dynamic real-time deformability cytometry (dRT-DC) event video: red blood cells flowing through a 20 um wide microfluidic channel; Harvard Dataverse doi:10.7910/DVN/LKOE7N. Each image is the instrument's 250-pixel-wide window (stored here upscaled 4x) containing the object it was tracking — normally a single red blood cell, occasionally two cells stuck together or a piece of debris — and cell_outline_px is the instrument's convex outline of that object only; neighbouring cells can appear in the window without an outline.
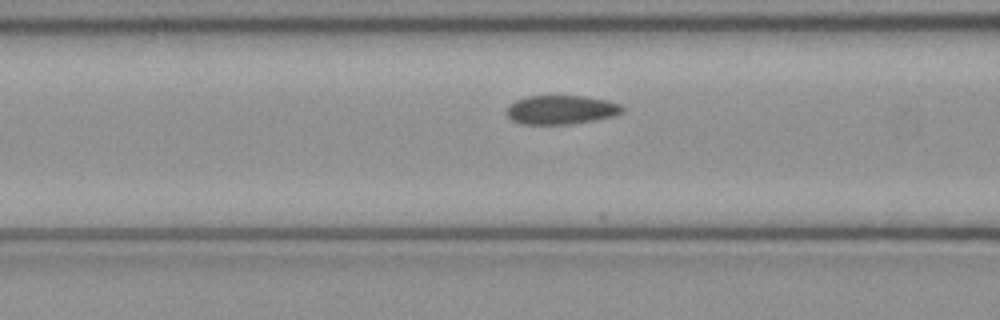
{"species": "common noctule bat (a hibernating species)", "species_latin": "Nyctalus noctula", "temperature_condition": "cold", "stored_images_in_passage": 44, "camera_frame_rate_fps": 3000, "um_per_image_px": 0.085, "animal": {"sex": "female", "body_mass_g": 21.9}, "frame": {"image": 1, "passage_image": 13, "time_ms": 4.0, "image_size_px": [1000, 320], "cell_outline_px": [[624, 112], [612, 116], [596, 120], [568, 124], [524, 124], [512, 120], [508, 116], [508, 104], [516, 100], [528, 96], [584, 96], [608, 100], [620, 104], [624, 108]], "centroid_in_image_um": [47.72, 9.32], "position_along_channel_um": 118.9, "area_um2": 19.48}}
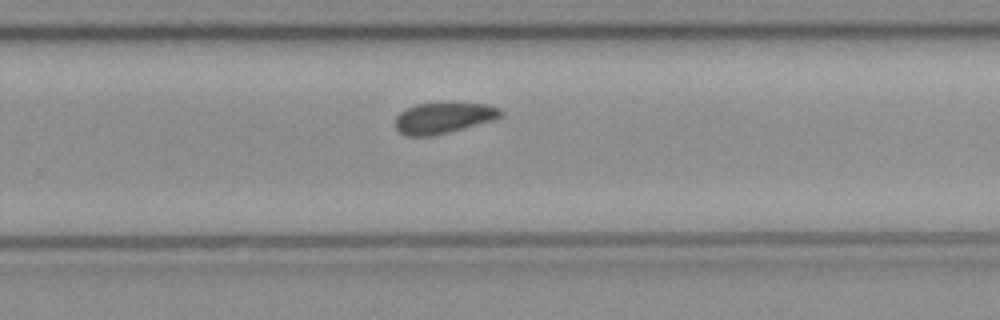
{"frame": {"image": 2, "passage_image": 26, "time_ms": 8.333, "image_size_px": [1000, 320], "cell_outline_px": [[504, 116], [492, 120], [448, 132], [432, 136], [408, 136], [400, 132], [396, 128], [396, 116], [400, 112], [416, 104], [444, 100], [456, 100], [488, 104], [500, 108], [504, 112]], "centroid_in_image_um": [37.75, 9.95], "position_along_channel_um": 292.0, "area_um2": 19.83}}
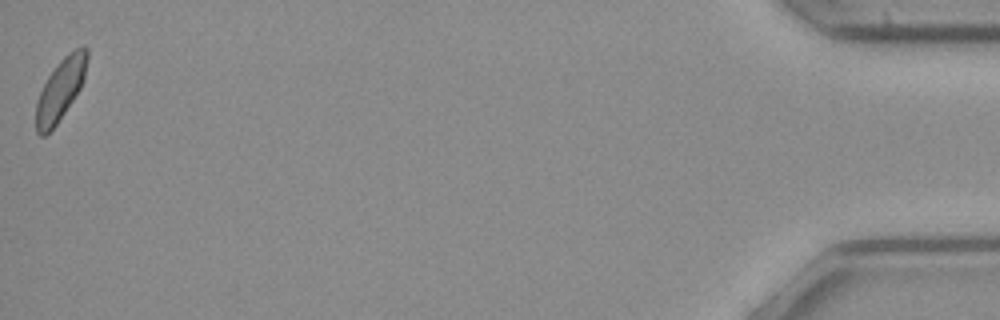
{"frame": {"image": 3, "passage_image": 44, "time_ms": 14.333, "image_size_px": [1000, 320], "cell_outline_px": [[88, 60], [84, 80], [80, 88], [56, 124], [44, 136], [40, 136], [36, 132], [36, 100], [48, 76], [56, 64], [68, 52], [84, 44], [88, 48]], "centroid_in_image_um": [5.15, 7.55], "position_along_channel_um": 430.0, "area_um2": 18.32}}